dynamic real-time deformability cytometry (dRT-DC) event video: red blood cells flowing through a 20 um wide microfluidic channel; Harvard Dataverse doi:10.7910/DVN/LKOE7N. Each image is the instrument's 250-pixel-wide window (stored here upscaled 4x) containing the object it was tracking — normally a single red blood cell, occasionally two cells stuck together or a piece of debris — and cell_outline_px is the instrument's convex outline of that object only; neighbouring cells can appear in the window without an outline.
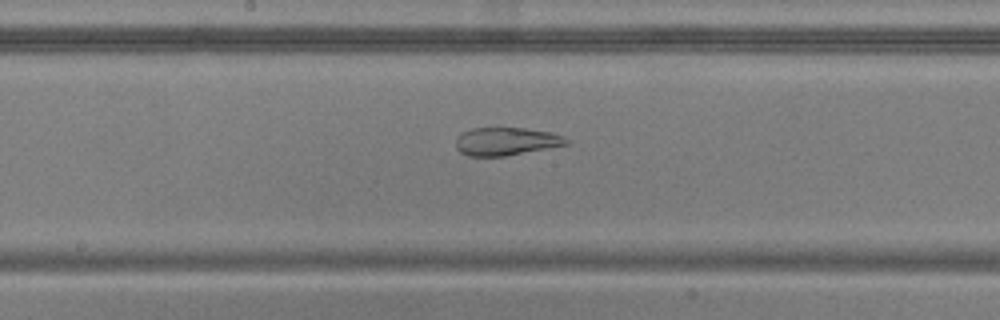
{"species": "common noctule bat (a hibernating species)", "species_latin": "Nyctalus noctula", "temperature_condition": "warm", "stored_images_in_passage": 50, "camera_frame_rate_fps": 3000, "um_per_image_px": 0.085, "animal": {"sex": "male", "body_mass_g": 20.5, "forearm_length_mm": 52.5}, "frame": {"image": 1, "passage_image": 26, "time_ms": 8.333, "image_size_px": [1000, 320], "cell_outline_px": [[568, 144], [548, 148], [504, 156], [468, 156], [460, 152], [456, 148], [456, 136], [472, 128], [524, 128], [552, 132], [564, 136], [568, 140]], "centroid_in_image_um": [43.01, 12.01], "position_along_channel_um": 205.2, "area_um2": 17.98}}
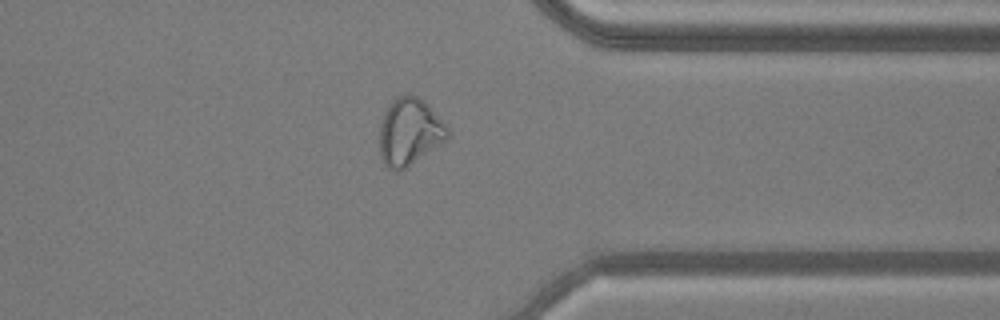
{"frame": {"image": 2, "passage_image": 40, "time_ms": 13.0, "image_size_px": [1000, 320], "cell_outline_px": [[448, 140], [400, 172], [396, 172], [388, 168], [384, 164], [380, 156], [380, 124], [384, 112], [388, 104], [396, 96], [416, 96], [424, 100], [428, 104], [448, 128]], "centroid_in_image_um": [34.8, 11.23], "position_along_channel_um": 376.6, "area_um2": 26.76}}
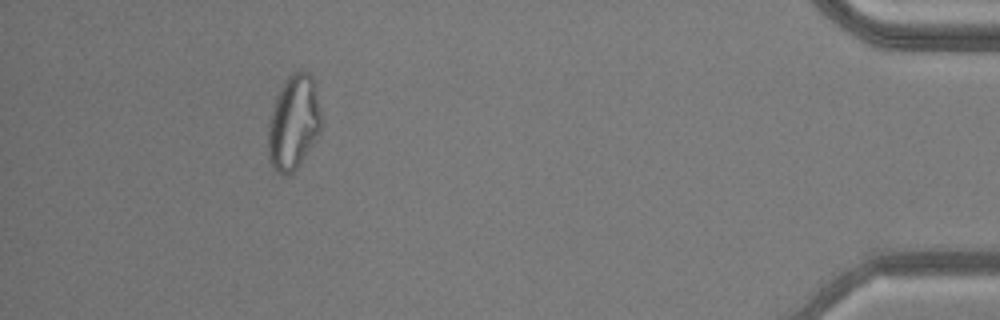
{"frame": {"image": 3, "passage_image": 47, "time_ms": 15.333, "image_size_px": [1000, 320], "cell_outline_px": [[320, 132], [296, 168], [292, 172], [284, 176], [276, 172], [272, 168], [268, 160], [268, 124], [276, 96], [284, 80], [292, 72], [300, 68], [308, 72], [312, 76], [316, 84], [320, 112]], "centroid_in_image_um": [24.93, 10.37], "position_along_channel_um": 410.3, "area_um2": 29.48}, "authors_computed_cell_mechanics": {"area_um2": 26.9059, "velocity_mm_per_s": 3.8476, "shape_relaxation_time_tau1_ms": null, "shape_relaxation_time_tau2_ms": 1.5397, "deformation_change_tau1": null, "deformation_change_tau2": 0.0743}}